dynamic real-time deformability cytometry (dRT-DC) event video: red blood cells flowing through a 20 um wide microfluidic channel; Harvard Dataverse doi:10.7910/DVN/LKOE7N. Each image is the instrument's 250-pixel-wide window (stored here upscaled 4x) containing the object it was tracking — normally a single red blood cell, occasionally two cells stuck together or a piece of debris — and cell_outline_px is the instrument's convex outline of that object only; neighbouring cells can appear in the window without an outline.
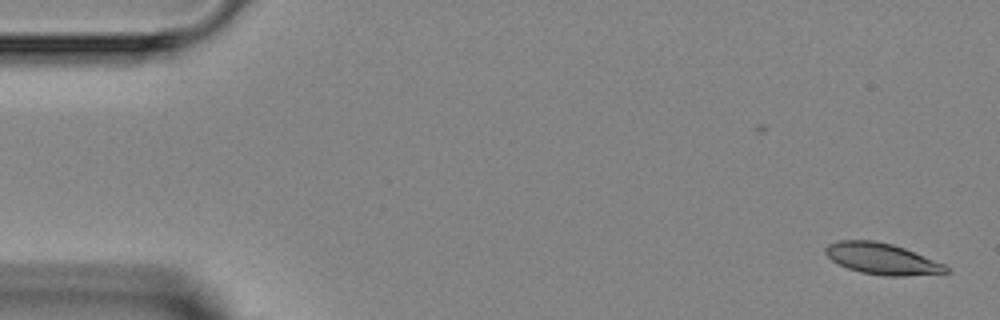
{"species": "Egyptian fruit bat (a non-hibernating species)", "species_latin": "Rousettus aegyptiacus", "temperature_condition": "room temperature", "stored_images_in_passage": 5, "camera_frame_rate_fps": 3000, "um_per_image_px": 0.085, "animal": {"sex": "female"}, "frame": {"image": 1, "passage_image": 2, "time_ms": 1.333, "image_size_px": [1000, 320], "cell_outline_px": [[952, 272], [904, 276], [884, 276], [860, 272], [848, 268], [832, 260], [824, 252], [824, 248], [828, 244], [840, 240], [872, 240], [892, 244], [904, 248], [944, 264], [952, 268]], "centroid_in_image_um": [74.99, 22.0], "position_along_channel_um": 10.0, "area_um2": 21.91}}
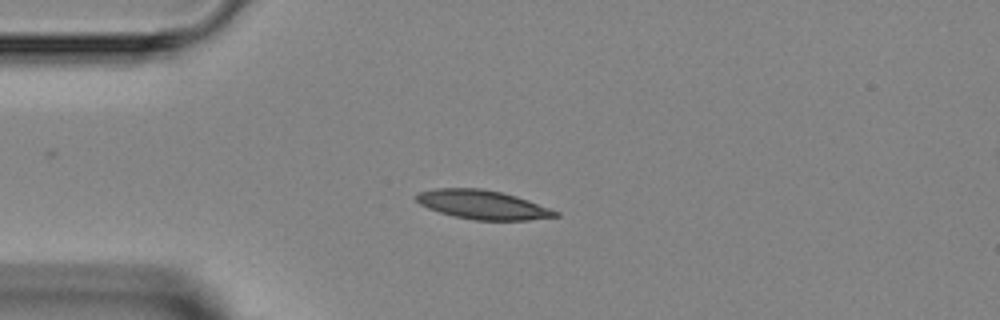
{"frame": {"image": 2, "passage_image": 5, "time_ms": 4.667, "image_size_px": [1000, 320], "cell_outline_px": [[560, 216], [528, 220], [472, 220], [440, 212], [428, 208], [420, 204], [416, 200], [416, 196], [420, 192], [436, 188], [480, 188], [500, 192], [516, 196], [528, 200], [560, 212]], "centroid_in_image_um": [41.05, 17.4], "position_along_channel_um": 44.0, "area_um2": 23.29}}